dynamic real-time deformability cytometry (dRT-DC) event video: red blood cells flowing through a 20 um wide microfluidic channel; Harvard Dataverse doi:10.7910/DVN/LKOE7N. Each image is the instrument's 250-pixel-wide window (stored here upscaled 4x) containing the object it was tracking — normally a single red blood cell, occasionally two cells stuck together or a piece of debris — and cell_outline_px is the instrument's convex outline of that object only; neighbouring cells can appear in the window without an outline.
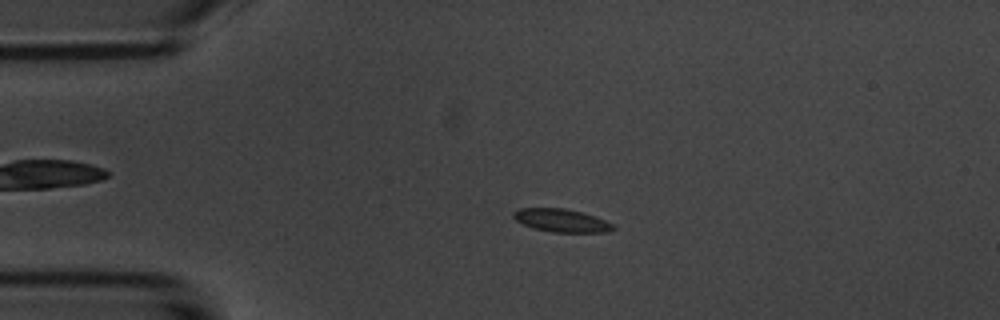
{"species": "common noctule bat (a hibernating species)", "species_latin": "Nyctalus noctula", "temperature_condition": "room temperature", "stored_images_in_passage": 4, "camera_frame_rate_fps": 3000, "um_per_image_px": 0.085, "animal": {"sex": "male", "body_mass_g": 20.1, "forearm_length_mm": 53.5}, "frame": {"image": 1, "passage_image": 3, "time_ms": 2.333, "image_size_px": [1000, 320], "cell_outline_px": [[616, 228], [608, 232], [552, 232], [532, 228], [516, 220], [512, 216], [512, 212], [520, 208], [564, 208], [580, 212], [604, 220], [612, 224]], "centroid_in_image_um": [47.68, 18.74], "position_along_channel_um": 37.3, "area_um2": 13.24}}